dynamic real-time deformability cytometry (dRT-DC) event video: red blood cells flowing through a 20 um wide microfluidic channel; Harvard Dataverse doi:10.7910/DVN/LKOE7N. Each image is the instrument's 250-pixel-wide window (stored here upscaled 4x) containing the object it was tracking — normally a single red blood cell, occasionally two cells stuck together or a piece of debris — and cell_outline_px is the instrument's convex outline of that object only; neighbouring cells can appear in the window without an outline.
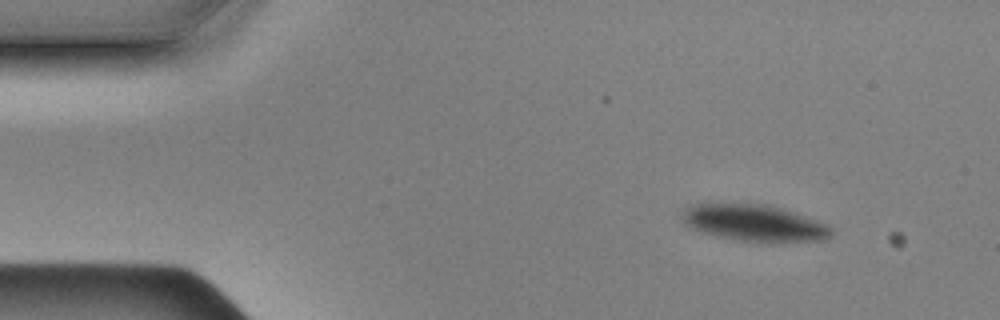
{"species": "Egyptian fruit bat (a non-hibernating species)", "species_latin": "Rousettus aegyptiacus", "temperature_condition": "cold", "stored_images_in_passage": 2, "camera_frame_rate_fps": 3000, "um_per_image_px": 0.085, "animal": {"sex": "male"}, "frame": {"image": 1, "passage_image": 1, "time_ms": 0.0, "image_size_px": [1000, 320], "cell_outline_px": [[828, 236], [820, 240], [740, 240], [716, 236], [692, 228], [684, 220], [684, 212], [688, 208], [696, 204], [764, 204], [780, 208], [824, 224], [828, 228]], "centroid_in_image_um": [64.03, 18.93], "position_along_channel_um": 21.0, "area_um2": 29.71}}